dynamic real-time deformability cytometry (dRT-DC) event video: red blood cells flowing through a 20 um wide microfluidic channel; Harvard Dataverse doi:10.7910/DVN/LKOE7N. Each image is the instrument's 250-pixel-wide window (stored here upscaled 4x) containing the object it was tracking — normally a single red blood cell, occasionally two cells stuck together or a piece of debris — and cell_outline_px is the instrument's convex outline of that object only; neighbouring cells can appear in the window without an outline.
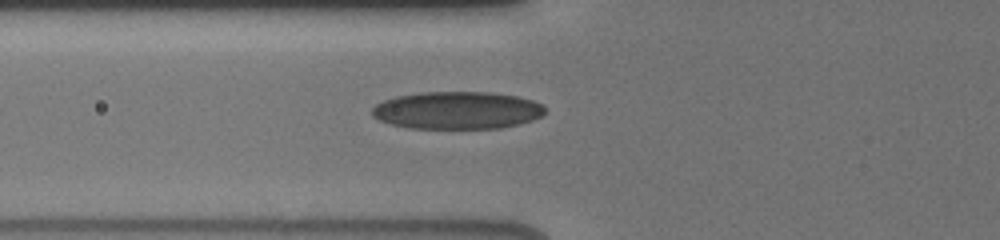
{"species": "human", "species_latin": "Homo sapiens", "temperature_condition": "cold", "stored_images_in_passage": 44, "camera_frame_rate_fps": 3000, "um_per_image_px": 0.085, "donor": {"sex": "male"}, "frame": {"image": 1, "passage_image": 6, "time_ms": 0.667, "image_size_px": [1000, 240], "cell_outline_px": [[544, 116], [532, 120], [500, 128], [408, 128], [392, 124], [380, 120], [372, 116], [372, 108], [376, 104], [384, 100], [396, 96], [420, 92], [492, 92], [520, 96], [532, 100], [540, 104], [544, 108]], "centroid_in_image_um": [38.86, 9.37], "position_along_channel_um": 86.9, "area_um2": 37.86}}
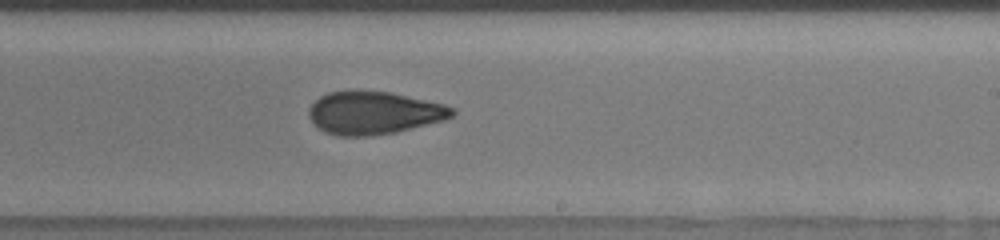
{"frame": {"image": 2, "passage_image": 31, "time_ms": 5.0, "image_size_px": [1000, 240], "cell_outline_px": [[456, 112], [452, 116], [444, 120], [396, 132], [372, 136], [336, 136], [324, 132], [316, 128], [308, 116], [308, 108], [320, 96], [328, 92], [356, 88], [388, 92], [444, 104], [456, 108]], "centroid_in_image_um": [31.73, 9.58], "position_along_channel_um": 257.3, "area_um2": 36.47}}
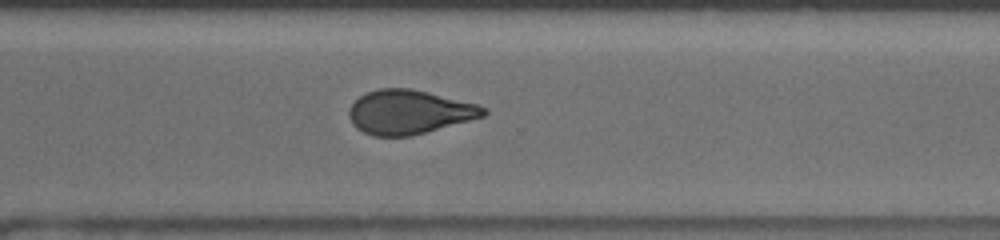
{"frame": {"image": 3, "passage_image": 42, "time_ms": 7.0, "image_size_px": [1000, 240], "cell_outline_px": [[488, 112], [484, 116], [424, 132], [408, 136], [372, 136], [356, 128], [352, 124], [348, 116], [348, 108], [360, 96], [368, 92], [380, 88], [408, 88], [428, 92], [476, 104], [488, 108]], "centroid_in_image_um": [34.74, 9.52], "position_along_channel_um": 335.9, "area_um2": 34.22}}